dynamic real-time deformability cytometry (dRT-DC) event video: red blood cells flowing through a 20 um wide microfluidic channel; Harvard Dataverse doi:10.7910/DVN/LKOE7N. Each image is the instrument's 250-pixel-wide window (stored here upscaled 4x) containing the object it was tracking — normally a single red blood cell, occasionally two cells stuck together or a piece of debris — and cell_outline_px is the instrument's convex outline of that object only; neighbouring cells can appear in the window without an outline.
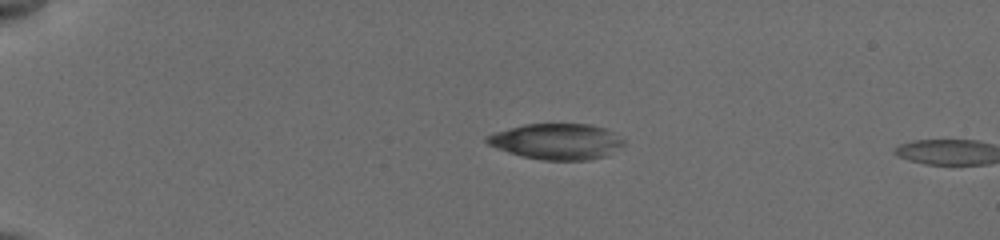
{"species": "common noctule bat (a hibernating species)", "species_latin": "Nyctalus noctula", "temperature_condition": "cold", "stored_images_in_passage": 16, "camera_frame_rate_fps": 3000, "um_per_image_px": 0.085, "animal": {"sex": "female", "body_mass_g": 19.5, "forearm_length_mm": 54.1}, "frame": {"image": 1, "passage_image": 14, "time_ms": 4.333, "image_size_px": [1000, 240], "cell_outline_px": [[624, 144], [604, 156], [584, 160], [544, 160], [524, 156], [488, 144], [484, 140], [488, 136], [496, 132], [508, 128], [524, 124], [592, 124], [608, 128], [624, 140]], "centroid_in_image_um": [47.36, 12.0], "position_along_channel_um": 37.6, "area_um2": 28.15}}